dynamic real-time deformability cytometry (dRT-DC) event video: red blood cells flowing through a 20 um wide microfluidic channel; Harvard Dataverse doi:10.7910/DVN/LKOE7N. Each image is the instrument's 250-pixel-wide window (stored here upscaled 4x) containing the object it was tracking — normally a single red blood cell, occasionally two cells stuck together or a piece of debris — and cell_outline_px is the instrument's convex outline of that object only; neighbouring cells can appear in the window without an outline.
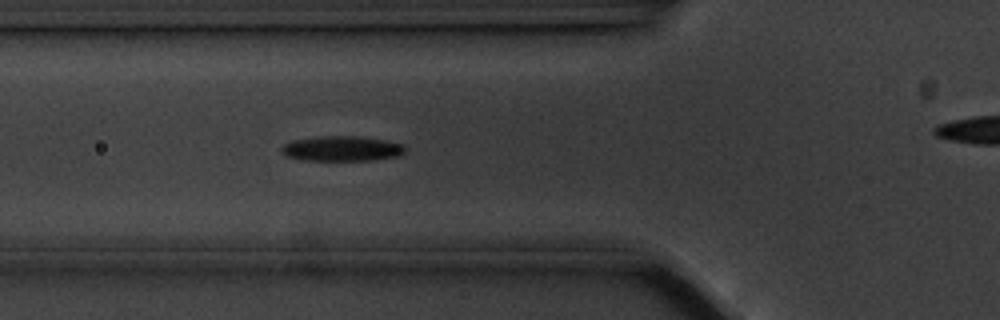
{"species": "common noctule bat (a hibernating species)", "species_latin": "Nyctalus noctula", "temperature_condition": "cold", "stored_images_in_passage": 51, "camera_frame_rate_fps": 3000, "um_per_image_px": 0.085, "animal": {"sex": "male", "body_mass_g": 20.1, "forearm_length_mm": 53.5}, "frame": {"image": 1, "passage_image": 13, "time_ms": 4.0, "image_size_px": [1000, 320], "cell_outline_px": [[404, 152], [400, 156], [372, 160], [304, 160], [284, 156], [280, 152], [280, 148], [284, 144], [292, 140], [320, 136], [360, 136], [384, 140], [404, 144]], "centroid_in_image_um": [29.02, 12.63], "position_along_channel_um": 96.8, "area_um2": 18.21}}
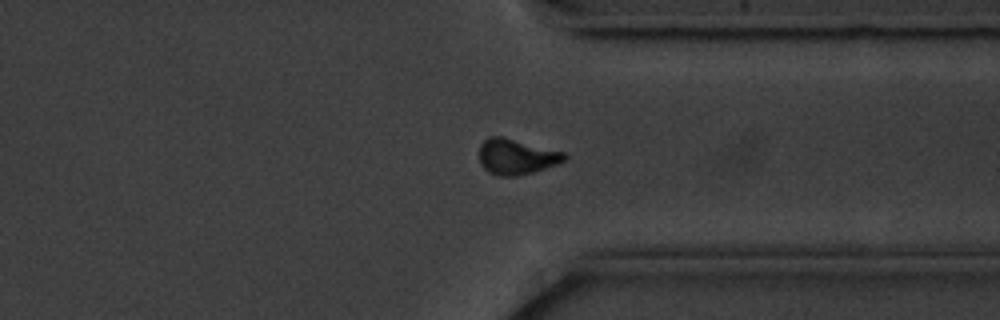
{"frame": {"image": 2, "passage_image": 36, "time_ms": 11.667, "image_size_px": [1000, 320], "cell_outline_px": [[568, 156], [564, 160], [556, 164], [532, 172], [516, 176], [496, 176], [488, 172], [480, 164], [480, 144], [488, 136], [500, 136], [564, 152]], "centroid_in_image_um": [43.85, 13.32], "position_along_channel_um": 367.5, "area_um2": 17.46}}
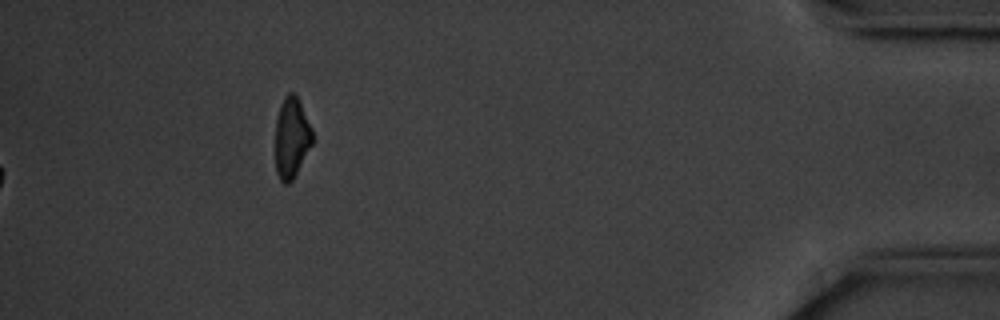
{"frame": {"image": 3, "passage_image": 51, "time_ms": 16.667, "image_size_px": [1000, 320], "cell_outline_px": [[312, 144], [292, 180], [288, 184], [284, 184], [280, 180], [276, 172], [276, 116], [280, 104], [284, 96], [288, 92], [292, 92], [300, 100], [312, 128]], "centroid_in_image_um": [24.78, 11.67], "position_along_channel_um": 410.4, "area_um2": 17.46}, "authors_computed_cell_mechanics": {"area_um2": 17.8024, "velocity_mm_per_s": 3.5337, "shape_relaxation_time_tau1_ms": 2.4551, "shape_relaxation_time_tau2_ms": null, "deformation_change_tau1": 0.1052, "deformation_change_tau2": null}}